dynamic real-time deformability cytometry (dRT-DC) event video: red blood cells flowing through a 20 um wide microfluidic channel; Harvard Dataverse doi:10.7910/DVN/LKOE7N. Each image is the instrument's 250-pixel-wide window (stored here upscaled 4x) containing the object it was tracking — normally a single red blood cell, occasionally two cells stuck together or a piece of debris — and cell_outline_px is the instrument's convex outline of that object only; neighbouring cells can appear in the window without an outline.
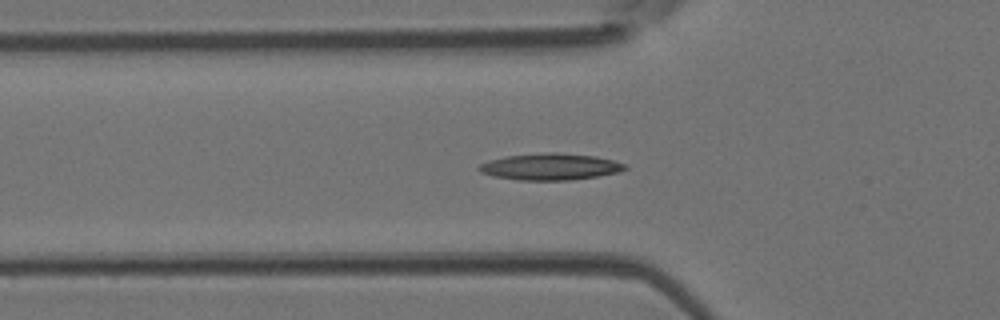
{"species": "Egyptian fruit bat (a non-hibernating species)", "species_latin": "Rousettus aegyptiacus", "temperature_condition": "room temperature", "stored_images_in_passage": 40, "camera_frame_rate_fps": 3000, "um_per_image_px": 0.085, "animal": {"sex": "female"}, "frame": {"image": 1, "passage_image": 16, "time_ms": 5.0, "image_size_px": [1000, 320], "cell_outline_px": [[628, 168], [620, 172], [596, 176], [568, 180], [516, 180], [492, 176], [480, 172], [476, 168], [480, 164], [488, 160], [504, 156], [548, 152], [556, 152], [596, 156], [616, 160], [628, 164]], "centroid_in_image_um": [46.78, 14.16], "position_along_channel_um": 79.0, "area_um2": 22.95}}
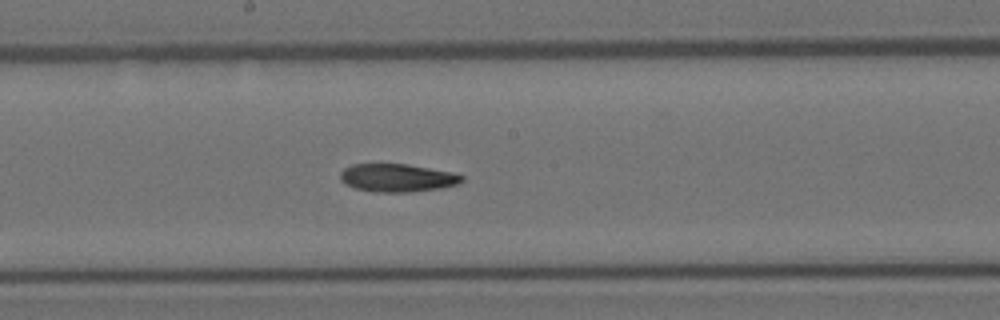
{"frame": {"image": 2, "passage_image": 25, "time_ms": 8.0, "image_size_px": [1000, 320], "cell_outline_px": [[464, 180], [460, 184], [440, 188], [408, 192], [372, 192], [356, 188], [344, 184], [340, 180], [340, 172], [344, 168], [352, 164], [408, 164], [452, 172], [464, 176]], "centroid_in_image_um": [33.76, 15.11], "position_along_channel_um": 214.4, "area_um2": 20.0}}
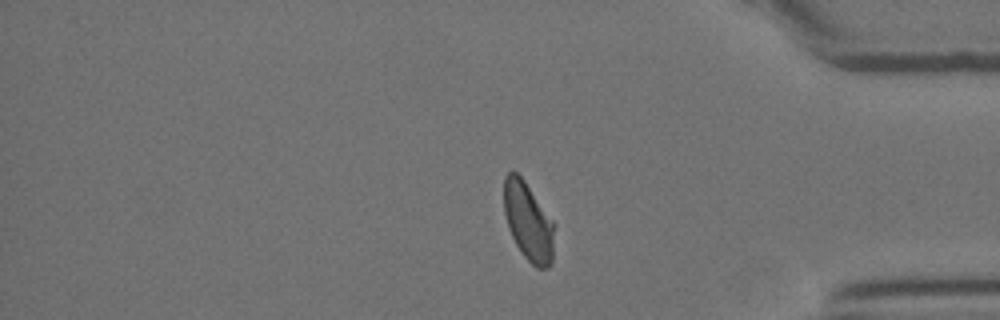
{"frame": {"image": 3, "passage_image": 40, "time_ms": 13.0, "image_size_px": [1000, 320], "cell_outline_px": [[556, 224], [552, 264], [548, 268], [536, 268], [524, 256], [516, 244], [508, 228], [504, 212], [504, 176], [512, 168], [524, 180]], "centroid_in_image_um": [44.93, 18.84], "position_along_channel_um": 390.3, "area_um2": 23.41}}